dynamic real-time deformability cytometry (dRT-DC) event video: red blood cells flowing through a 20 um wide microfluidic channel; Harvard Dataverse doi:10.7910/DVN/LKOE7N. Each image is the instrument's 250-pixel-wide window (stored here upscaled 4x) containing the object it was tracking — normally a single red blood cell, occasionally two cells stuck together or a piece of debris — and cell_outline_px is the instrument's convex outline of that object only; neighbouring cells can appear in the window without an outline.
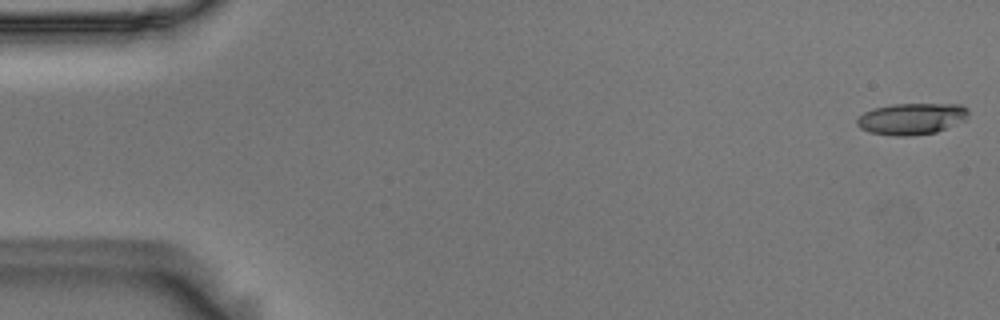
{"species": "Egyptian fruit bat (a non-hibernating species)", "species_latin": "Rousettus aegyptiacus", "temperature_condition": "room temperature", "stored_images_in_passage": 55, "camera_frame_rate_fps": 3000, "um_per_image_px": 0.085, "animal": {"sex": "male"}, "frame": {"image": 1, "passage_image": 1, "time_ms": 0.0, "image_size_px": [1000, 320], "cell_outline_px": [[968, 116], [964, 120], [936, 132], [912, 136], [892, 136], [868, 132], [860, 128], [856, 124], [856, 120], [864, 112], [872, 108], [892, 104], [960, 104], [968, 108]], "centroid_in_image_um": [77.45, 10.1], "position_along_channel_um": 7.5, "area_um2": 20.58}}
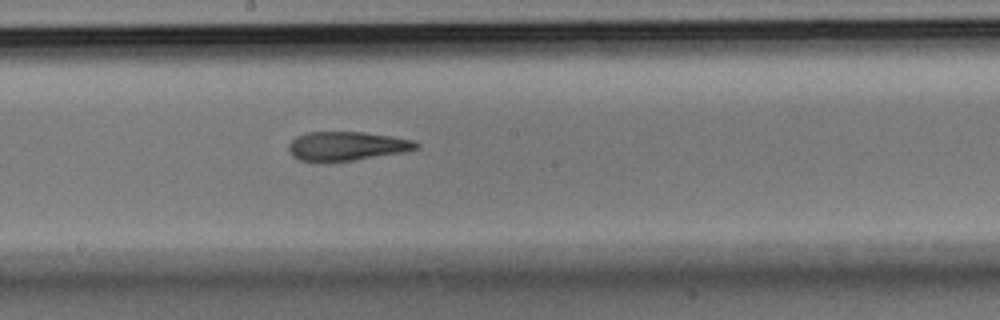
{"frame": {"image": 2, "passage_image": 30, "time_ms": 9.667, "image_size_px": [1000, 320], "cell_outline_px": [[420, 148], [404, 152], [352, 160], [300, 160], [292, 156], [288, 148], [288, 144], [296, 136], [304, 132], [364, 132], [392, 136], [412, 140], [420, 144]], "centroid_in_image_um": [29.49, 12.39], "position_along_channel_um": 218.7, "area_um2": 21.27}}
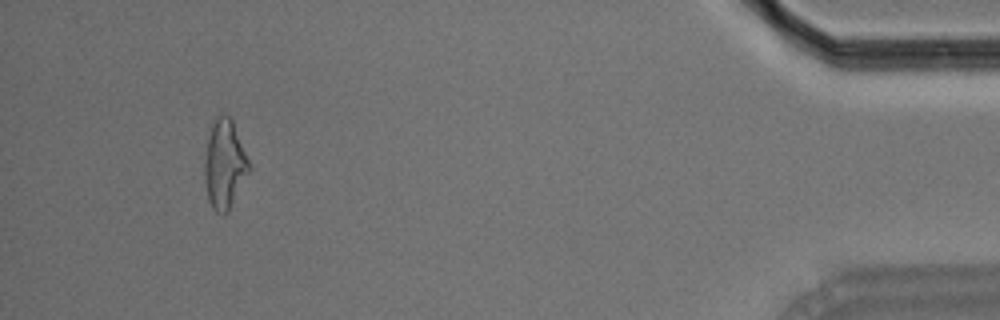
{"frame": {"image": 3, "passage_image": 52, "time_ms": 17.0, "image_size_px": [1000, 320], "cell_outline_px": [[248, 172], [228, 212], [224, 216], [216, 212], [212, 208], [208, 200], [204, 180], [204, 164], [208, 136], [212, 124], [216, 116], [228, 116], [232, 120], [248, 160]], "centroid_in_image_um": [19.04, 14.01], "position_along_channel_um": 416.2, "area_um2": 22.54}, "authors_computed_cell_mechanics": {"area_um2": 21.675, "velocity_mm_per_s": 3.6227, "shape_relaxation_time_tau1_ms": 9.9201, "shape_relaxation_time_tau2_ms": 3.1093, "deformation_change_tau1": 0.2618, "deformation_change_tau2": 0.1386}}